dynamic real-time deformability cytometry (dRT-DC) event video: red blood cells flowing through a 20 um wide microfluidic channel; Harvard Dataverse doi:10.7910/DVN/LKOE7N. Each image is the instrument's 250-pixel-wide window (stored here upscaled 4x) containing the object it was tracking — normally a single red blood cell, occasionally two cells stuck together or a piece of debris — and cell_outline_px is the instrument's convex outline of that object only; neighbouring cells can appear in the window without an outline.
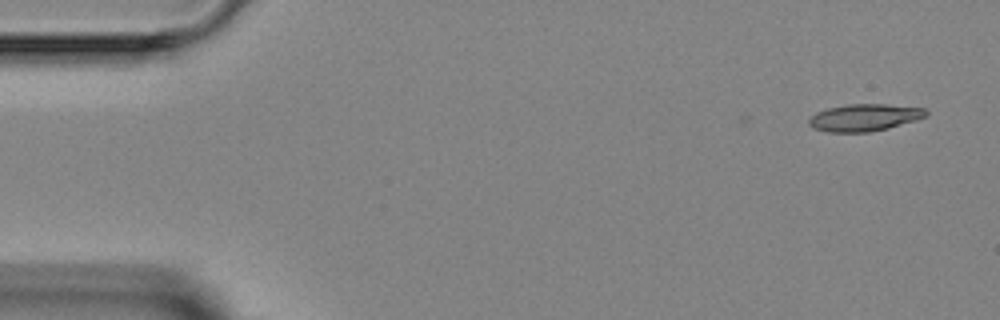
{"species": "Egyptian fruit bat (a non-hibernating species)", "species_latin": "Rousettus aegyptiacus", "temperature_condition": "room temperature", "stored_images_in_passage": 4, "camera_frame_rate_fps": 3000, "um_per_image_px": 0.085, "animal": {"sex": "female"}, "frame": {"image": 1, "passage_image": 1, "time_ms": 0.0, "image_size_px": [1000, 320], "cell_outline_px": [[928, 116], [916, 120], [888, 128], [868, 132], [828, 132], [812, 128], [808, 124], [808, 120], [816, 112], [828, 108], [848, 104], [884, 104], [924, 108], [928, 112]], "centroid_in_image_um": [73.47, 9.99], "position_along_channel_um": 11.5, "area_um2": 18.5}}
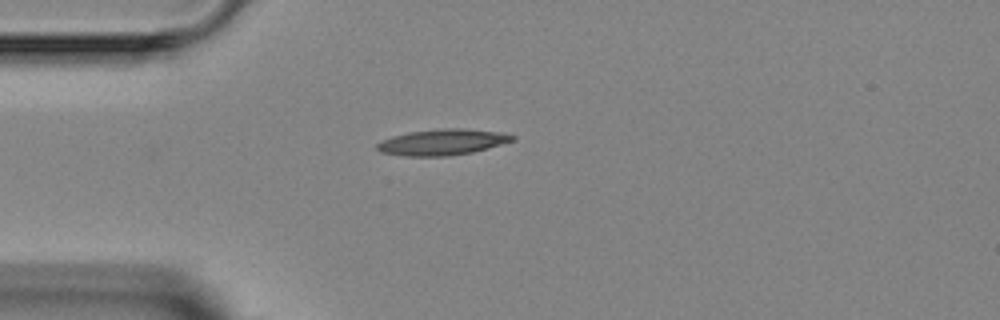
{"frame": {"image": 2, "passage_image": 4, "time_ms": 3.333, "image_size_px": [1000, 320], "cell_outline_px": [[516, 140], [488, 148], [472, 152], [448, 156], [408, 156], [380, 152], [376, 148], [376, 144], [392, 136], [408, 132], [440, 128], [464, 128], [500, 132], [516, 136]], "centroid_in_image_um": [37.63, 12.07], "position_along_channel_um": 47.4, "area_um2": 20.52}}